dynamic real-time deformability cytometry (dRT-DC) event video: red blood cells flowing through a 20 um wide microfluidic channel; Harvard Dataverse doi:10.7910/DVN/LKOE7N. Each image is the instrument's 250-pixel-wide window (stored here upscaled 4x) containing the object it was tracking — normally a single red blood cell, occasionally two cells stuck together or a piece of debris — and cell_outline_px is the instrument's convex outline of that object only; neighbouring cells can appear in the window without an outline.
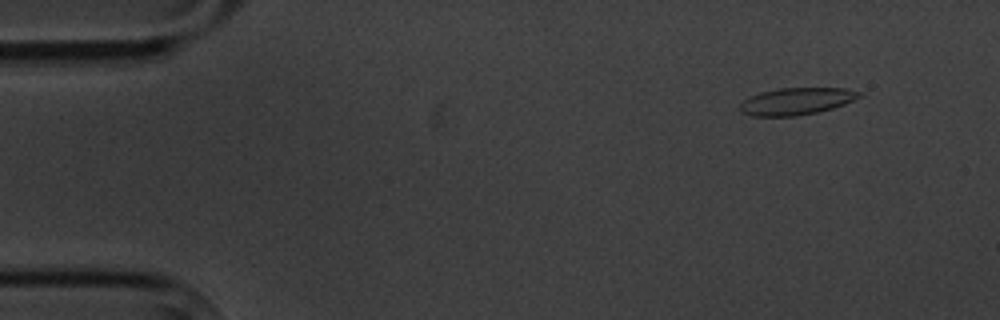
{"species": "common noctule bat (a hibernating species)", "species_latin": "Nyctalus noctula", "temperature_condition": "cold", "stored_images_in_passage": 4, "camera_frame_rate_fps": 3000, "um_per_image_px": 0.085, "animal": {"sex": "male", "body_mass_g": 20.1, "forearm_length_mm": 53.5}, "frame": {"image": 1, "passage_image": 1, "time_ms": 0.0, "image_size_px": [1000, 320], "cell_outline_px": [[864, 96], [844, 104], [832, 108], [816, 112], [796, 116], [752, 116], [740, 112], [740, 104], [744, 100], [760, 92], [776, 88], [844, 88], [860, 92]], "centroid_in_image_um": [67.7, 8.6], "position_along_channel_um": 17.3, "area_um2": 18.79}}
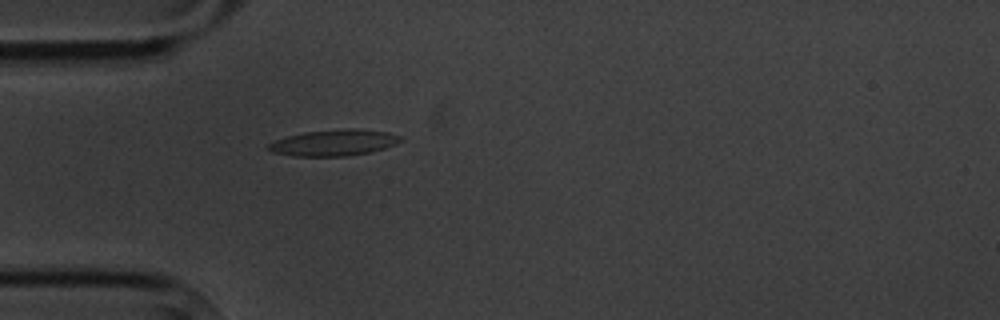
{"frame": {"image": 2, "passage_image": 4, "time_ms": 3.667, "image_size_px": [1000, 320], "cell_outline_px": [[404, 140], [396, 144], [372, 152], [344, 156], [292, 156], [272, 152], [268, 148], [268, 144], [276, 140], [288, 136], [304, 132], [348, 128], [356, 128], [388, 132], [400, 136]], "centroid_in_image_um": [28.42, 12.13], "position_along_channel_um": 56.6, "area_um2": 20.17}}